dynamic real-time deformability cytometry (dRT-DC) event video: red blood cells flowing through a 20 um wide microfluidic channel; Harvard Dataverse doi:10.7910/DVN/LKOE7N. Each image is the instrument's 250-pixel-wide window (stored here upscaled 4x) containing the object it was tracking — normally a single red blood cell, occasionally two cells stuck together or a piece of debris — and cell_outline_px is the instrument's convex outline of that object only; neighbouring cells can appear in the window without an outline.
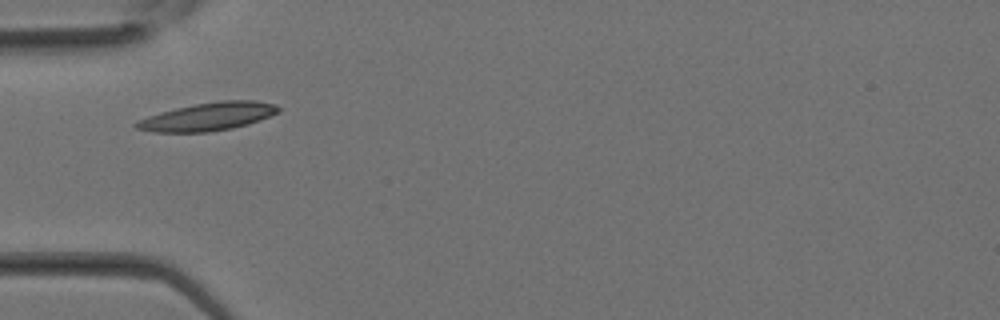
{"species": "Egyptian fruit bat (a non-hibernating species)", "species_latin": "Rousettus aegyptiacus", "temperature_condition": "room temperature", "stored_images_in_passage": 24, "camera_frame_rate_fps": 3000, "um_per_image_px": 0.085, "animal": {"sex": "female"}, "frame": {"image": 1, "passage_image": 1, "time_ms": 0.0, "image_size_px": [1000, 320], "cell_outline_px": [[280, 112], [260, 120], [248, 124], [232, 128], [208, 132], [152, 132], [136, 128], [132, 124], [148, 116], [160, 112], [176, 108], [196, 104], [220, 100], [256, 100], [276, 104], [280, 108]], "centroid_in_image_um": [17.71, 9.91], "position_along_channel_um": 67.3, "area_um2": 23.24}}
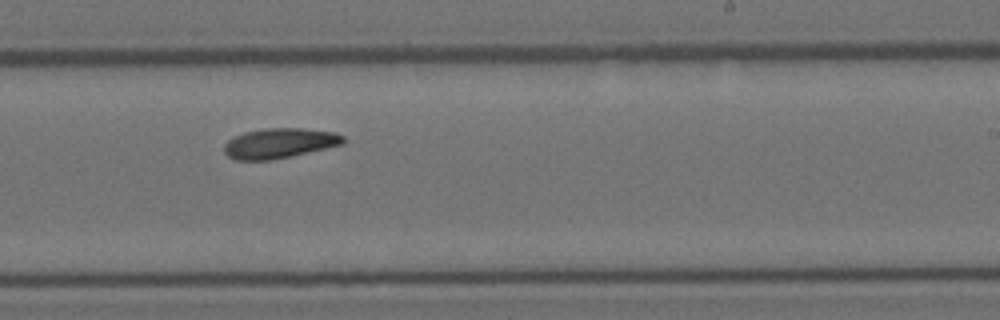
{"frame": {"image": 2, "passage_image": 11, "time_ms": 3.333, "image_size_px": [1000, 320], "cell_outline_px": [[344, 144], [272, 160], [236, 160], [228, 156], [224, 152], [224, 144], [228, 140], [244, 132], [264, 128], [300, 128], [332, 132], [344, 136]], "centroid_in_image_um": [23.73, 12.17], "position_along_channel_um": 265.3, "area_um2": 20.69}}
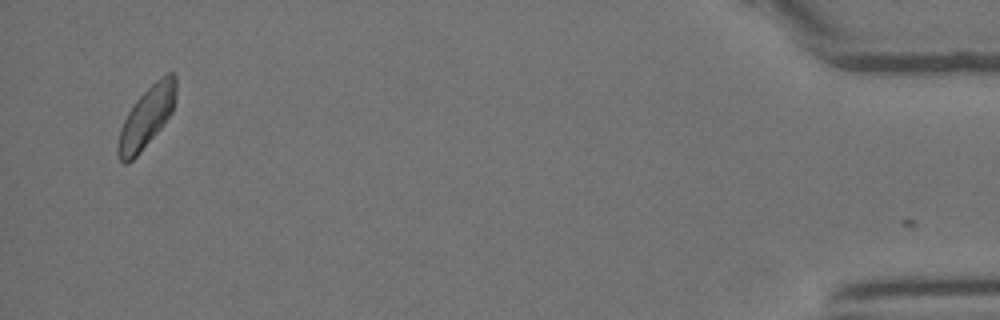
{"frame": {"image": 3, "passage_image": 23, "time_ms": 7.333, "image_size_px": [1000, 320], "cell_outline_px": [[176, 92], [172, 112], [164, 124], [140, 152], [128, 164], [124, 164], [120, 160], [116, 152], [116, 148], [120, 128], [128, 112], [136, 100], [156, 80], [168, 72], [172, 72], [176, 76]], "centroid_in_image_um": [12.45, 9.98], "position_along_channel_um": 422.8, "area_um2": 20.46}}